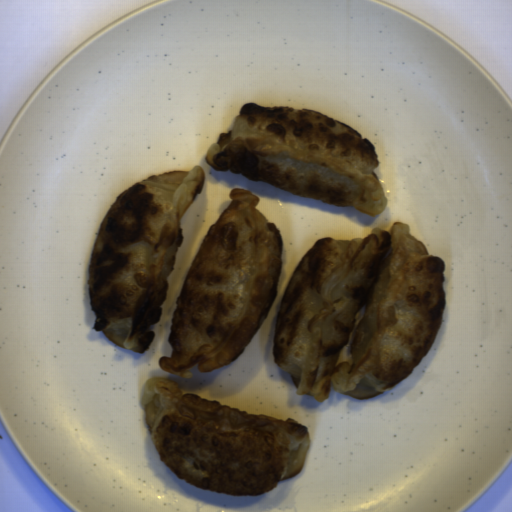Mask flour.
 Returning a JSON list of instances; mask_svg holds the SVG:
<instances>
[{
	"label": "flour",
	"mask_w": 512,
	"mask_h": 512,
	"mask_svg": "<svg viewBox=\"0 0 512 512\" xmlns=\"http://www.w3.org/2000/svg\"><path fill=\"white\" fill-rule=\"evenodd\" d=\"M230 204L207 231L171 314L169 356L159 367L192 377L234 362L278 297L283 240L252 190H229Z\"/></svg>",
	"instance_id": "flour-2"
},
{
	"label": "flour",
	"mask_w": 512,
	"mask_h": 512,
	"mask_svg": "<svg viewBox=\"0 0 512 512\" xmlns=\"http://www.w3.org/2000/svg\"><path fill=\"white\" fill-rule=\"evenodd\" d=\"M215 171L242 174L292 194L380 216L388 199L371 141L344 122L304 107L248 102L205 155Z\"/></svg>",
	"instance_id": "flour-5"
},
{
	"label": "flour",
	"mask_w": 512,
	"mask_h": 512,
	"mask_svg": "<svg viewBox=\"0 0 512 512\" xmlns=\"http://www.w3.org/2000/svg\"><path fill=\"white\" fill-rule=\"evenodd\" d=\"M206 170H173L132 184L104 217L92 247L88 296L95 331L137 354L148 352L176 269L182 215L202 192Z\"/></svg>",
	"instance_id": "flour-3"
},
{
	"label": "flour",
	"mask_w": 512,
	"mask_h": 512,
	"mask_svg": "<svg viewBox=\"0 0 512 512\" xmlns=\"http://www.w3.org/2000/svg\"><path fill=\"white\" fill-rule=\"evenodd\" d=\"M394 221L364 238L321 236L282 295L273 362L296 394L371 399L428 354L446 311V263Z\"/></svg>",
	"instance_id": "flour-1"
},
{
	"label": "flour",
	"mask_w": 512,
	"mask_h": 512,
	"mask_svg": "<svg viewBox=\"0 0 512 512\" xmlns=\"http://www.w3.org/2000/svg\"><path fill=\"white\" fill-rule=\"evenodd\" d=\"M162 377L143 386L144 416L160 462L192 487L261 496L298 475L311 444L307 426L224 406Z\"/></svg>",
	"instance_id": "flour-4"
}]
</instances>
